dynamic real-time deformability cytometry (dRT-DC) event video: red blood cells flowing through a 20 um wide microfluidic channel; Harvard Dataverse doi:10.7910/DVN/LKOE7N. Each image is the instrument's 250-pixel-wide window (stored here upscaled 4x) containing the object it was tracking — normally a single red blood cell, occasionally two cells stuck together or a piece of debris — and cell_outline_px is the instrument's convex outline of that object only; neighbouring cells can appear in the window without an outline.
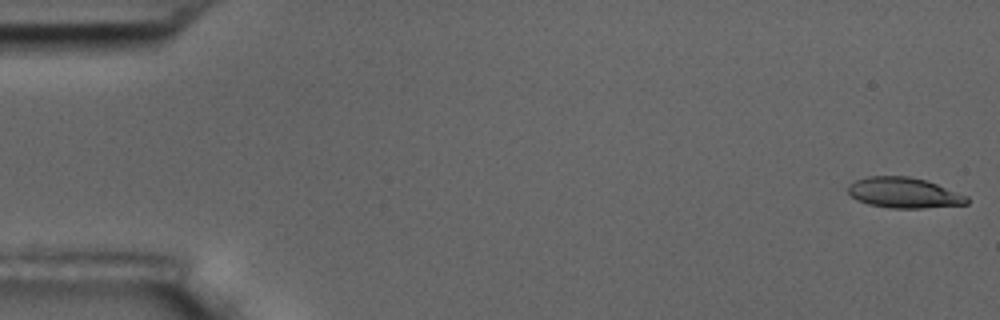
{"species": "common noctule bat (a hibernating species)", "species_latin": "Nyctalus noctula", "temperature_condition": "room temperature", "stored_images_in_passage": 10, "camera_frame_rate_fps": 3000, "um_per_image_px": 0.085, "animal": {"sex": "male", "body_mass_g": 17.5, "forearm_length_mm": 52.3}, "frame": {"image": 1, "passage_image": 1, "time_ms": 0.0, "image_size_px": [1000, 320], "cell_outline_px": [[968, 204], [920, 208], [888, 208], [868, 204], [856, 200], [848, 192], [848, 184], [856, 180], [868, 176], [908, 176], [924, 180], [936, 184], [968, 196]], "centroid_in_image_um": [76.8, 16.39], "position_along_channel_um": 8.2, "area_um2": 21.04}}
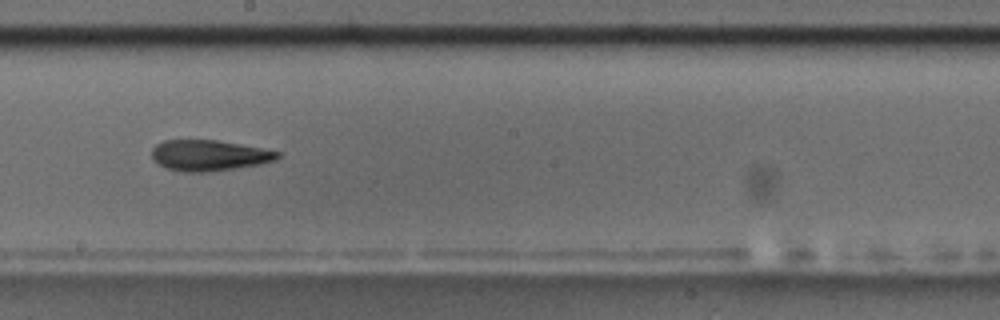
{"frame": {"image": 2, "passage_image": 9, "time_ms": 10.333, "image_size_px": [1000, 320], "cell_outline_px": [[280, 156], [276, 160], [260, 164], [204, 172], [184, 172], [164, 168], [152, 160], [152, 148], [156, 144], [164, 140], [216, 140], [260, 148], [280, 152]], "centroid_in_image_um": [17.71, 13.21], "position_along_channel_um": 230.5, "area_um2": 22.43}}
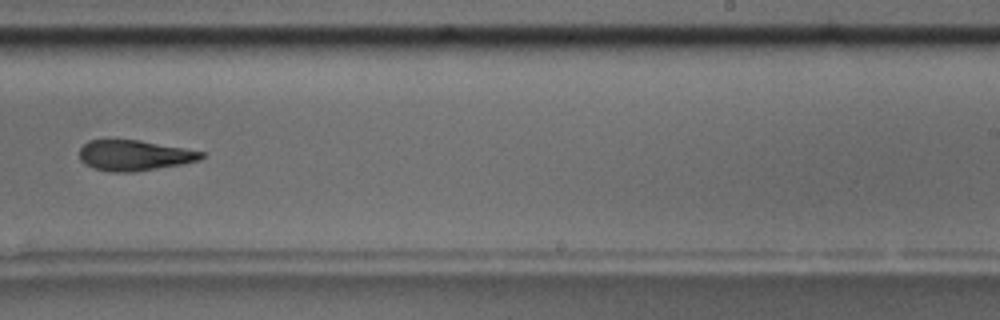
{"frame": {"image": 3, "passage_image": 10, "time_ms": 11.667, "image_size_px": [1000, 320], "cell_outline_px": [[204, 156], [200, 160], [180, 164], [132, 172], [112, 172], [92, 168], [84, 164], [80, 160], [80, 148], [88, 140], [140, 140], [184, 148], [204, 152]], "centroid_in_image_um": [11.39, 13.21], "position_along_channel_um": 277.6, "area_um2": 21.56}}